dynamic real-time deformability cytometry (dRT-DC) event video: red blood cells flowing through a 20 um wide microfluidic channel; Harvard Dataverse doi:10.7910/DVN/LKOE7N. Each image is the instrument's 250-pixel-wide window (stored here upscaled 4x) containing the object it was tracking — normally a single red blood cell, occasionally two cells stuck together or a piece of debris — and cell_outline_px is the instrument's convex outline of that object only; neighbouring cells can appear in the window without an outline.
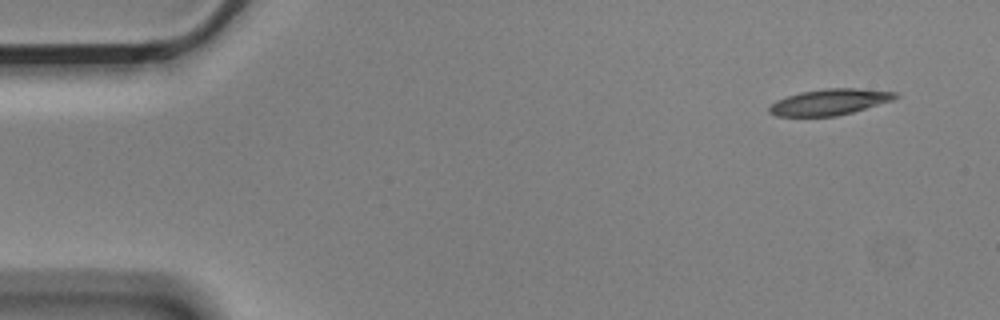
{"species": "Egyptian fruit bat (a non-hibernating species)", "species_latin": "Rousettus aegyptiacus", "temperature_condition": "cold", "stored_images_in_passage": 4, "segment_of_instrument_passage": [1, 2], "camera_frame_rate_fps": 3000, "um_per_image_px": 0.085, "animal": {"sex": "male"}, "frame": {"image": 1, "passage_image": 1, "time_ms": 0.0, "image_size_px": [1000, 320], "cell_outline_px": [[900, 96], [892, 100], [852, 112], [836, 116], [776, 116], [768, 112], [768, 108], [776, 100], [800, 92], [824, 88], [856, 88], [896, 92]], "centroid_in_image_um": [70.5, 8.66], "position_along_channel_um": 14.5, "area_um2": 19.02}}